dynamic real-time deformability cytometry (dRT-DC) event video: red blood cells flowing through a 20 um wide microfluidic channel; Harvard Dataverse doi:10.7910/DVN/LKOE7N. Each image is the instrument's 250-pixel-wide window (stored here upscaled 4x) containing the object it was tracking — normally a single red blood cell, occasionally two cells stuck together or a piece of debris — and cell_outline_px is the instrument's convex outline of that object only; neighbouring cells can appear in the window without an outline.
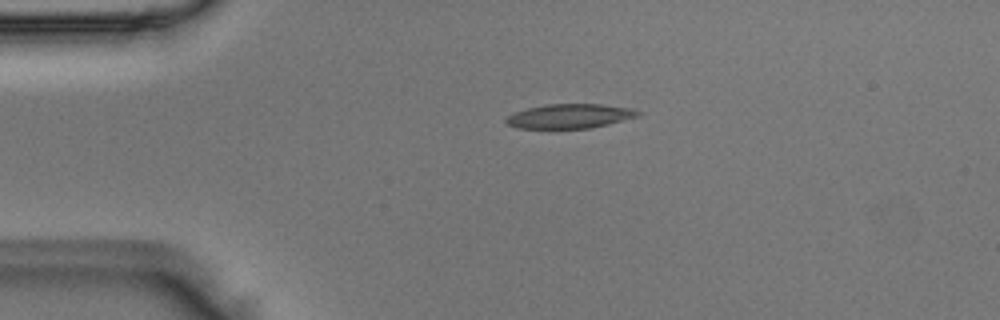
{"species": "Egyptian fruit bat (a non-hibernating species)", "species_latin": "Rousettus aegyptiacus", "temperature_condition": "room temperature", "stored_images_in_passage": 41, "camera_frame_rate_fps": 3000, "um_per_image_px": 0.085, "animal": {"sex": "male"}, "frame": {"image": 1, "passage_image": 1, "time_ms": 0.0, "image_size_px": [1000, 320], "cell_outline_px": [[640, 116], [608, 124], [588, 128], [516, 128], [508, 124], [504, 120], [508, 116], [516, 112], [528, 108], [548, 104], [600, 104], [632, 108], [640, 112]], "centroid_in_image_um": [48.45, 9.87], "position_along_channel_um": 36.6, "area_um2": 18.55}}
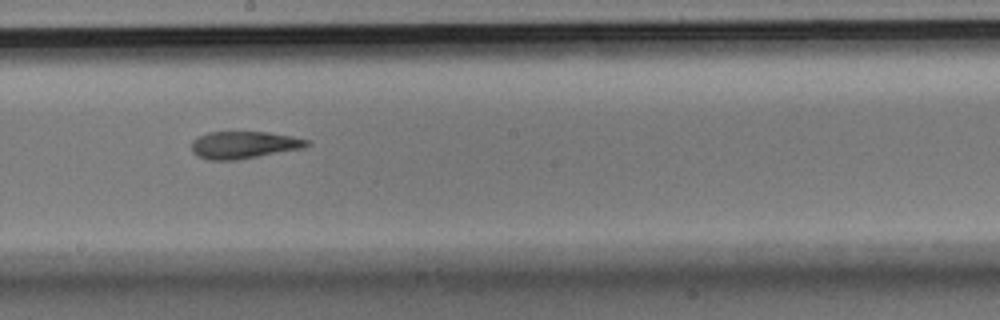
{"frame": {"image": 2, "passage_image": 18, "time_ms": 5.667, "image_size_px": [1000, 320], "cell_outline_px": [[312, 144], [304, 148], [236, 160], [208, 160], [196, 156], [192, 152], [192, 140], [196, 136], [208, 132], [268, 132], [292, 136], [308, 140]], "centroid_in_image_um": [20.71, 12.32], "position_along_channel_um": 227.5, "area_um2": 18.5}}
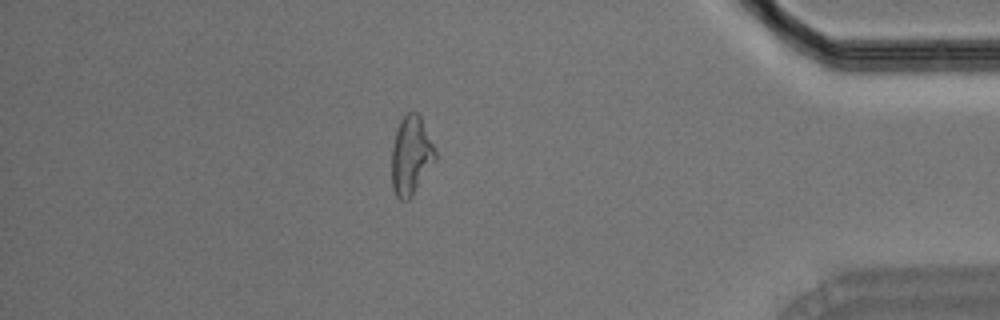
{"frame": {"image": 3, "passage_image": 34, "time_ms": 11.0, "image_size_px": [1000, 320], "cell_outline_px": [[436, 160], [412, 196], [408, 200], [400, 200], [396, 196], [392, 188], [392, 148], [396, 132], [400, 120], [408, 112], [416, 112], [420, 116], [436, 152]], "centroid_in_image_um": [34.93, 13.25], "position_along_channel_um": 400.3, "area_um2": 19.77}}